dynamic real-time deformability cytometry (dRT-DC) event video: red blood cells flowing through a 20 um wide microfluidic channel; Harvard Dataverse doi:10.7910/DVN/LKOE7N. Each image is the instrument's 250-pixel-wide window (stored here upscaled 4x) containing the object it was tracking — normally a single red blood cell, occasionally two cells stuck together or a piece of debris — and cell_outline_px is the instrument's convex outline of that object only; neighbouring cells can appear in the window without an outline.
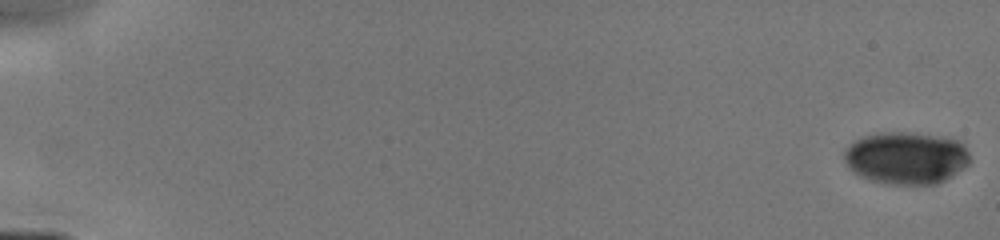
{"species": "human", "species_latin": "Homo sapiens", "temperature_condition": "cold", "stored_images_in_passage": 19, "camera_frame_rate_fps": 3000, "um_per_image_px": 0.085, "donor": {"sex": "male"}, "frame": {"image": 1, "passage_image": 1, "time_ms": 0.0, "image_size_px": [1000, 240], "cell_outline_px": [[968, 164], [952, 176], [936, 184], [884, 184], [868, 180], [852, 172], [848, 168], [844, 160], [844, 148], [848, 144], [864, 136], [884, 132], [900, 132], [936, 136], [960, 140], [964, 144], [968, 152]], "centroid_in_image_um": [76.98, 13.44], "position_along_channel_um": 8.0, "area_um2": 38.44}}
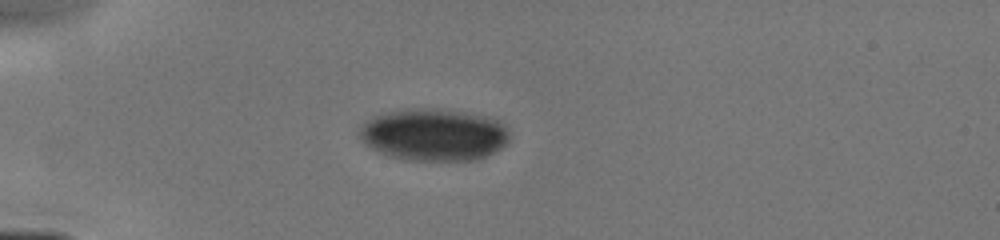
{"frame": {"image": 2, "passage_image": 12, "time_ms": 4.667, "image_size_px": [1000, 240], "cell_outline_px": [[512, 140], [500, 148], [476, 160], [404, 160], [388, 156], [372, 148], [360, 136], [360, 124], [372, 116], [404, 108], [436, 108], [464, 112], [488, 116], [500, 120], [504, 124]], "centroid_in_image_um": [36.9, 11.43], "position_along_channel_um": 48.1, "area_um2": 45.89}}
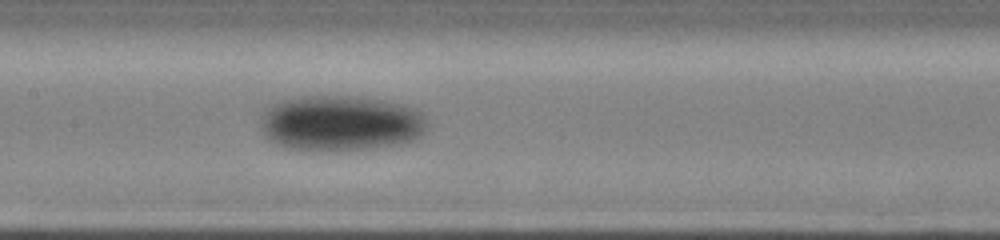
{"frame": {"image": 3, "passage_image": 19, "time_ms": 8.333, "image_size_px": [1000, 240], "cell_outline_px": [[428, 124], [424, 132], [416, 140], [408, 144], [372, 148], [332, 152], [288, 148], [272, 140], [260, 128], [260, 116], [272, 104], [280, 100], [300, 96], [352, 96], [384, 100], [404, 104], [416, 108], [424, 112], [428, 120]], "centroid_in_image_um": [29.04, 10.47], "position_along_channel_um": 178.4, "area_um2": 55.08}}